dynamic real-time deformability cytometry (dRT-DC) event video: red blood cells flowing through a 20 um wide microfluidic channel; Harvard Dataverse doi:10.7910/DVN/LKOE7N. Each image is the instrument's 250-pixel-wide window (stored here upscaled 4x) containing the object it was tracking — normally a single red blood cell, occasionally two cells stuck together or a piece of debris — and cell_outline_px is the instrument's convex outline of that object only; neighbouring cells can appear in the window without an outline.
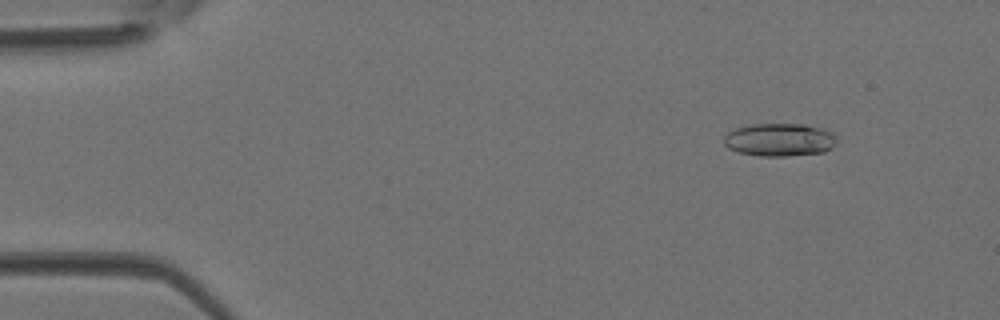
{"species": "Egyptian fruit bat (a non-hibernating species)", "species_latin": "Rousettus aegyptiacus", "temperature_condition": "room temperature", "stored_images_in_passage": 43, "camera_frame_rate_fps": 3000, "um_per_image_px": 0.085, "animal": {"sex": "female"}, "frame": {"image": 1, "passage_image": 5, "time_ms": 1.333, "image_size_px": [1000, 320], "cell_outline_px": [[836, 140], [832, 148], [824, 152], [784, 156], [760, 156], [740, 152], [728, 148], [724, 144], [724, 136], [728, 132], [736, 128], [748, 124], [804, 124], [820, 128], [832, 132], [836, 136]], "centroid_in_image_um": [66.25, 11.87], "position_along_channel_um": 18.7, "area_um2": 21.68}}
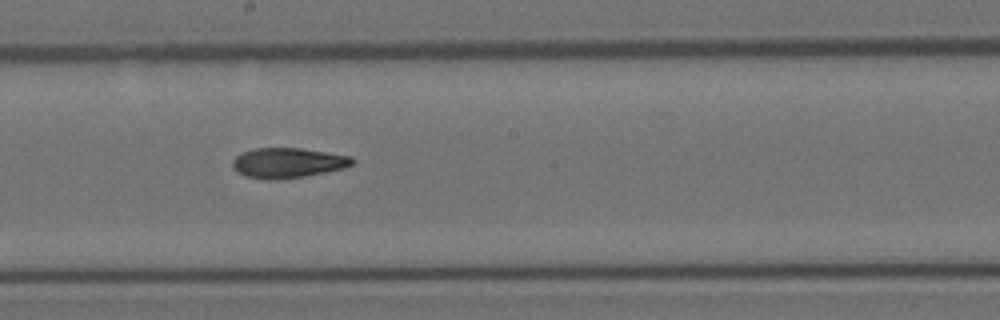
{"frame": {"image": 2, "passage_image": 24, "time_ms": 7.667, "image_size_px": [1000, 320], "cell_outline_px": [[356, 160], [352, 164], [340, 168], [324, 172], [304, 176], [276, 180], [268, 180], [244, 176], [236, 172], [232, 164], [232, 160], [240, 152], [252, 148], [300, 148], [352, 156]], "centroid_in_image_um": [24.4, 13.83], "position_along_channel_um": 223.8, "area_um2": 21.04}}
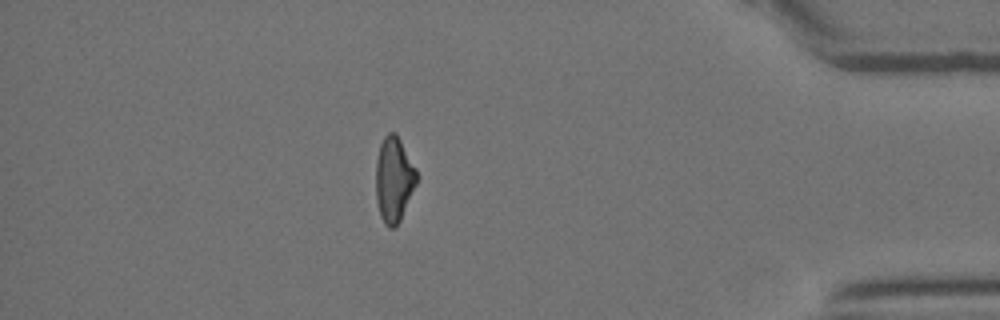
{"frame": {"image": 3, "passage_image": 38, "time_ms": 12.333, "image_size_px": [1000, 320], "cell_outline_px": [[420, 176], [400, 220], [396, 228], [388, 228], [384, 224], [380, 216], [376, 200], [376, 160], [380, 144], [384, 136], [388, 132], [396, 132], [416, 168]], "centroid_in_image_um": [33.49, 15.26], "position_along_channel_um": 401.7, "area_um2": 20.58}}